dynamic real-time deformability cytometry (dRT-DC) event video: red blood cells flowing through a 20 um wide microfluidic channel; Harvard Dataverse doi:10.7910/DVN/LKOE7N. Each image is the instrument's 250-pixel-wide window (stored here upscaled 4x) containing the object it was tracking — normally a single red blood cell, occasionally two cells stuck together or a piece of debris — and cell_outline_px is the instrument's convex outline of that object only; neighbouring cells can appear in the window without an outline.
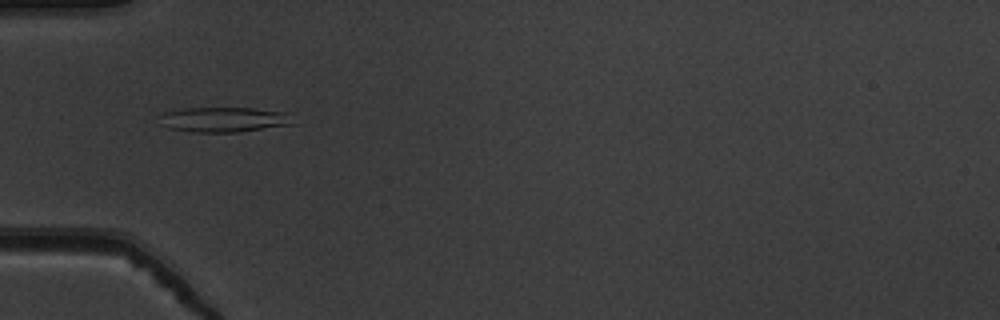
{"species": "common noctule bat (a hibernating species)", "species_latin": "Nyctalus noctula", "temperature_condition": "warm", "stored_images_in_passage": 53, "camera_frame_rate_fps": 3000, "um_per_image_px": 0.085, "animal": {"sex": "male", "body_mass_g": 19.5, "forearm_length_mm": 54.6}, "frame": {"image": 1, "passage_image": 18, "time_ms": 5.667, "image_size_px": [1000, 320], "cell_outline_px": [[296, 124], [240, 132], [192, 132], [168, 128], [164, 124], [160, 116], [164, 112], [180, 108], [252, 108], [288, 112]], "centroid_in_image_um": [19.1, 10.16], "position_along_channel_um": 65.9, "area_um2": 19.59}}
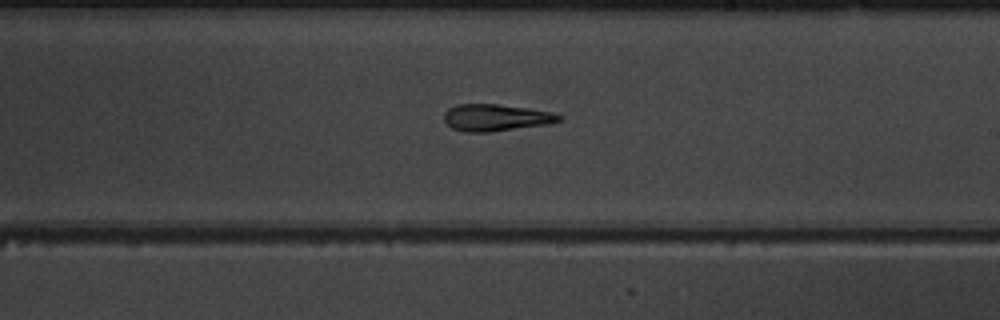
{"frame": {"image": 2, "passage_image": 32, "time_ms": 10.333, "image_size_px": [1000, 320], "cell_outline_px": [[564, 120], [548, 124], [492, 132], [464, 132], [452, 128], [444, 120], [444, 112], [448, 108], [456, 104], [496, 104], [528, 108], [552, 112], [564, 116]], "centroid_in_image_um": [42.17, 10.0], "position_along_channel_um": 246.8, "area_um2": 18.21}}
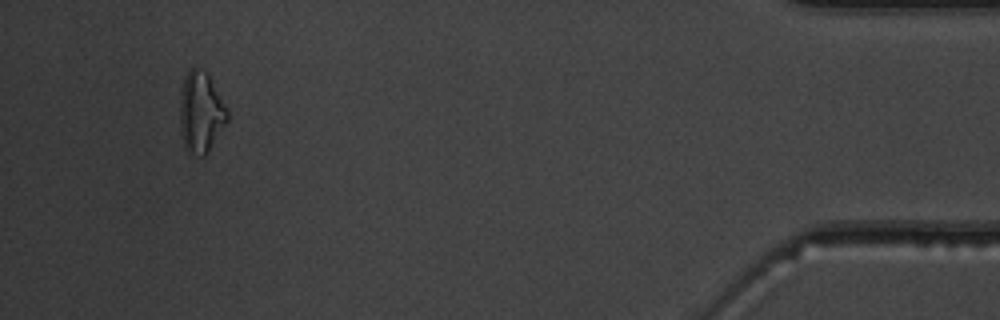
{"frame": {"image": 3, "passage_image": 50, "time_ms": 16.333, "image_size_px": [1000, 320], "cell_outline_px": [[228, 120], [208, 152], [204, 156], [188, 156], [184, 148], [180, 128], [180, 96], [184, 80], [188, 68], [192, 64], [208, 72], [228, 108]], "centroid_in_image_um": [17.07, 9.53], "position_along_channel_um": 418.1, "area_um2": 23.06}, "authors_computed_cell_mechanics": {"area_um2": 18.9006, "velocity_mm_per_s": 3.927, "shape_relaxation_time_tau1_ms": null, "shape_relaxation_time_tau2_ms": 2.7292, "deformation_change_tau1": null, "deformation_change_tau2": 0.11}}